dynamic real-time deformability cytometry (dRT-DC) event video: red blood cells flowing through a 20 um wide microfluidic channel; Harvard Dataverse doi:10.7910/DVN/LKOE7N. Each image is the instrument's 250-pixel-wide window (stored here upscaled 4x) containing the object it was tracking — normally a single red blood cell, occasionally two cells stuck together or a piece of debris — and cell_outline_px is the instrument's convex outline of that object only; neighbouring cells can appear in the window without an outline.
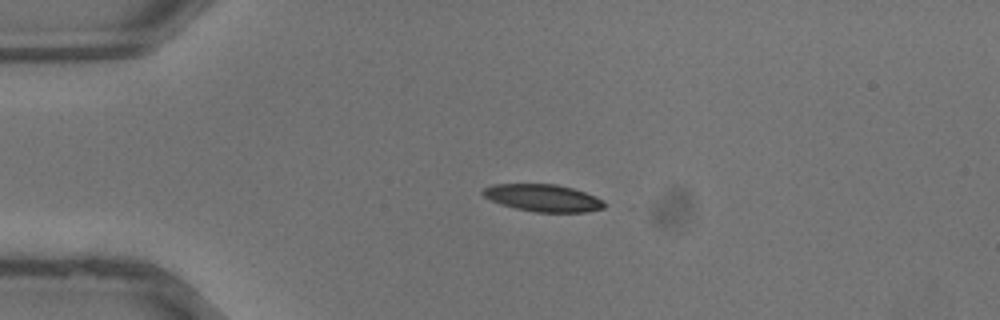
{"species": "common noctule bat (a hibernating species)", "species_latin": "Nyctalus noctula", "temperature_condition": "warm", "stored_images_in_passage": 29, "camera_frame_rate_fps": 3000, "um_per_image_px": 0.085, "animal": {"sex": "male", "body_mass_g": 13.3}, "frame": {"image": 1, "passage_image": 1, "time_ms": 0.0, "image_size_px": [1000, 320], "cell_outline_px": [[604, 208], [584, 212], [536, 212], [516, 208], [500, 204], [484, 196], [480, 192], [484, 188], [496, 184], [556, 184], [572, 188], [596, 196], [604, 200]], "centroid_in_image_um": [46.17, 16.82], "position_along_channel_um": 38.8, "area_um2": 19.13}}
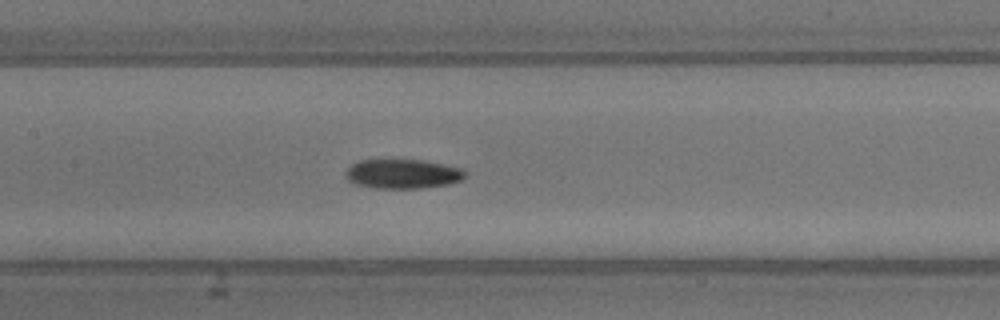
{"frame": {"image": 2, "passage_image": 10, "time_ms": 3.0, "image_size_px": [1000, 320], "cell_outline_px": [[468, 176], [464, 180], [448, 184], [420, 188], [376, 188], [356, 184], [348, 180], [344, 176], [344, 172], [352, 164], [360, 160], [420, 160], [464, 168]], "centroid_in_image_um": [34.26, 14.78], "position_along_channel_um": 173.1, "area_um2": 20.58}}
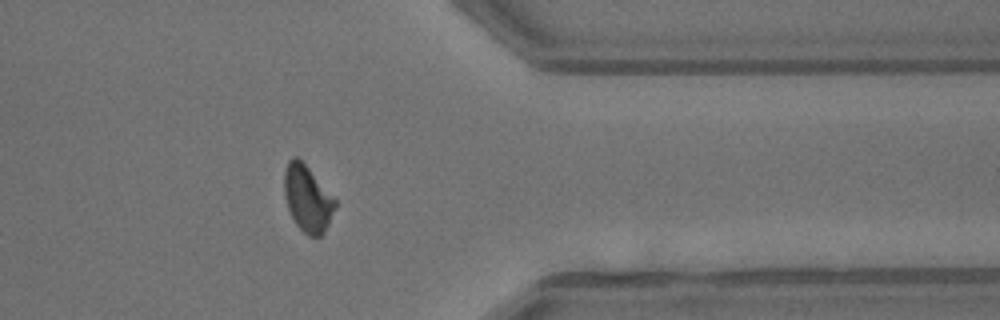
{"frame": {"image": 3, "passage_image": 22, "time_ms": 7.0, "image_size_px": [1000, 320], "cell_outline_px": [[336, 204], [328, 224], [324, 232], [320, 236], [308, 236], [296, 224], [288, 208], [284, 196], [284, 172], [288, 160], [292, 156], [296, 156], [308, 168], [336, 200]], "centroid_in_image_um": [26.11, 16.87], "position_along_channel_um": 385.3, "area_um2": 19.31}}